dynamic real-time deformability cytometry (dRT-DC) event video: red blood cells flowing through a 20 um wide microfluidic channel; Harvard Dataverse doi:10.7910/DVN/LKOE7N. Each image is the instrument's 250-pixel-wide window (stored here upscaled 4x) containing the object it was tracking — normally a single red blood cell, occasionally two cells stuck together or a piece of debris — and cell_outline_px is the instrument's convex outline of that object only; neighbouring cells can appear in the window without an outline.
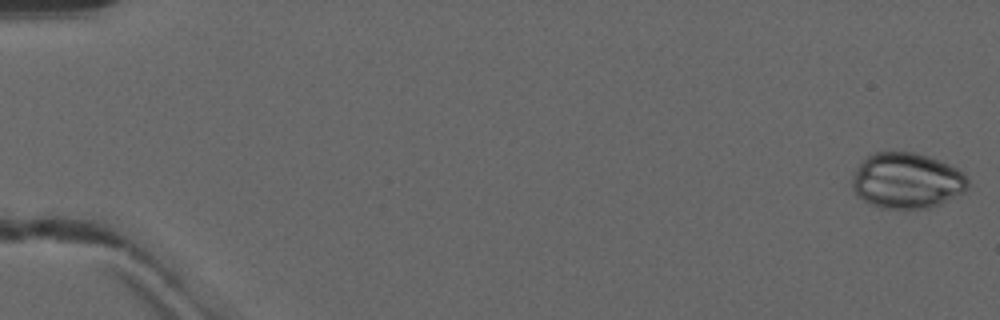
{"species": "common noctule bat (a hibernating species)", "species_latin": "Nyctalus noctula", "temperature_condition": "warm", "stored_images_in_passage": 50, "camera_frame_rate_fps": 3000, "um_per_image_px": 0.085, "animal": {"sex": "male", "forearm_length_mm": 52.5}, "frame": {"image": 1, "passage_image": 1, "time_ms": 0.0, "image_size_px": [1000, 320], "cell_outline_px": [[968, 188], [964, 192], [940, 204], [928, 208], [880, 208], [868, 204], [856, 196], [852, 188], [852, 176], [856, 168], [868, 156], [876, 152], [912, 152], [928, 156], [948, 164], [964, 172], [968, 180]], "centroid_in_image_um": [77.06, 15.37], "position_along_channel_um": 7.9, "area_um2": 37.69}}
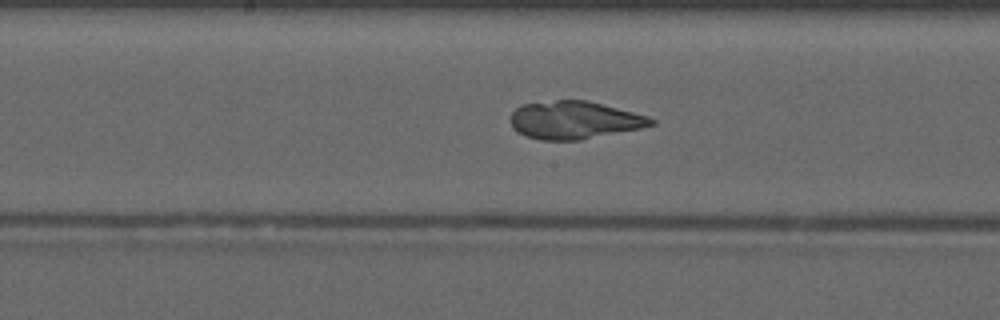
{"frame": {"image": 2, "passage_image": 27, "time_ms": 8.667, "image_size_px": [1000, 320], "cell_outline_px": [[656, 124], [640, 128], [580, 140], [540, 140], [524, 136], [512, 128], [512, 112], [516, 108], [524, 104], [556, 100], [588, 100], [648, 116], [656, 120]], "centroid_in_image_um": [48.82, 10.21], "position_along_channel_um": 199.4, "area_um2": 30.87}}
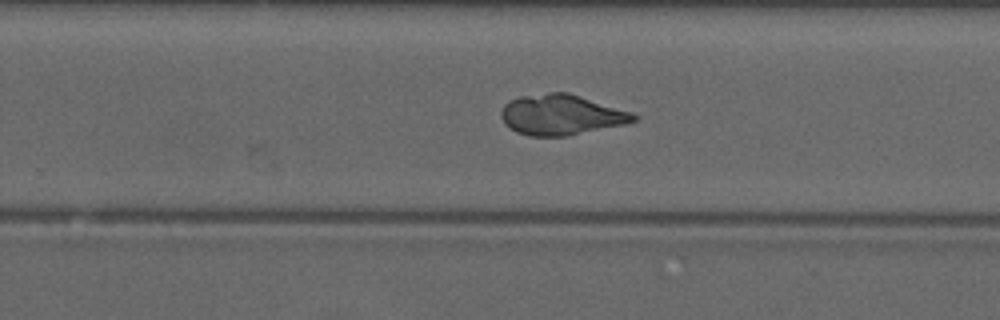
{"frame": {"image": 3, "passage_image": 33, "time_ms": 10.667, "image_size_px": [1000, 320], "cell_outline_px": [[640, 116], [636, 120], [624, 124], [564, 136], [528, 136], [516, 132], [504, 124], [500, 116], [500, 112], [504, 104], [508, 100], [520, 96], [548, 92], [568, 92], [632, 112]], "centroid_in_image_um": [47.66, 9.75], "position_along_channel_um": 282.1, "area_um2": 31.27}}